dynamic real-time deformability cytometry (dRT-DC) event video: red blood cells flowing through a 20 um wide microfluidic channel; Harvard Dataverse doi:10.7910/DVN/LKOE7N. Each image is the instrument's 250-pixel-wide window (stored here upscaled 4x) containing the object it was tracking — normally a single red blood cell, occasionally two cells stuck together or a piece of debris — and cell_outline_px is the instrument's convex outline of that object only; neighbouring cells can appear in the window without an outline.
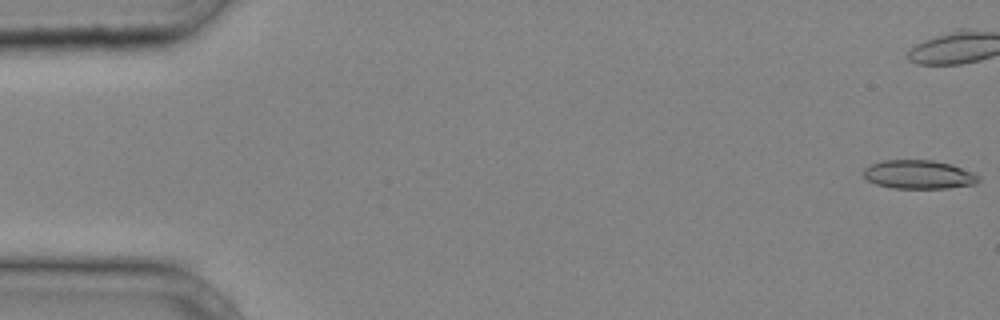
{"species": "common noctule bat (a hibernating species)", "species_latin": "Nyctalus noctula", "temperature_condition": "cold", "stored_images_in_passage": 33, "camera_frame_rate_fps": 3000, "um_per_image_px": 0.085, "animal": {"sex": "male", "body_mass_g": 20.4}, "frame": {"image": 1, "passage_image": 1, "time_ms": 0.0, "image_size_px": [1000, 320], "cell_outline_px": [[980, 180], [976, 184], [948, 188], [892, 188], [876, 184], [868, 180], [864, 176], [864, 168], [872, 164], [884, 160], [932, 160], [952, 164], [972, 172], [980, 176]], "centroid_in_image_um": [78.12, 14.83], "position_along_channel_um": 6.9, "area_um2": 19.25}}